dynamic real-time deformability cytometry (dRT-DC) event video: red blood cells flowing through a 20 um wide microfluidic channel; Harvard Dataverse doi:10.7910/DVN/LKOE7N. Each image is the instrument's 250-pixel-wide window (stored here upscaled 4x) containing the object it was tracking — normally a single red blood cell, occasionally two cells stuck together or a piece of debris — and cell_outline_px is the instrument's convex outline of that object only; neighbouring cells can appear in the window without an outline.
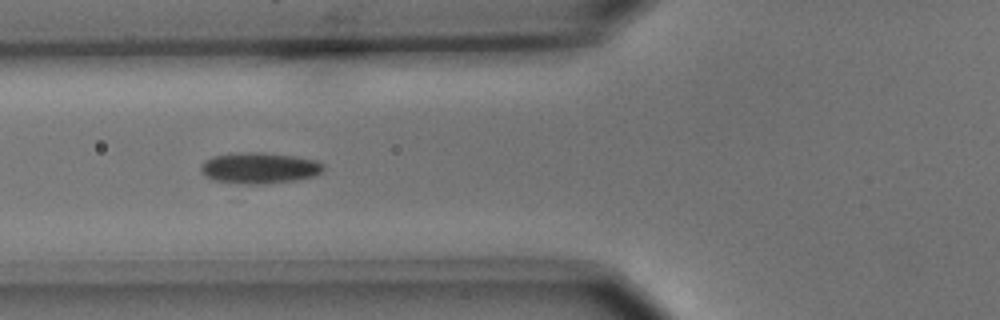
{"species": "common noctule bat (a hibernating species)", "species_latin": "Nyctalus noctula", "temperature_condition": "cold", "stored_images_in_passage": 4, "camera_frame_rate_fps": 3000, "um_per_image_px": 0.085, "animal": {"sex": "male", "body_mass_g": 15.6}, "frame": {"image": 1, "passage_image": 3, "time_ms": 2.0, "image_size_px": [1000, 320], "cell_outline_px": [[324, 168], [320, 172], [312, 176], [296, 180], [248, 188], [212, 180], [204, 176], [200, 172], [200, 164], [204, 160], [212, 156], [232, 152], [264, 152], [296, 156], [316, 160], [324, 164]], "centroid_in_image_um": [21.95, 14.32], "position_along_channel_um": 103.9, "area_um2": 23.52}}
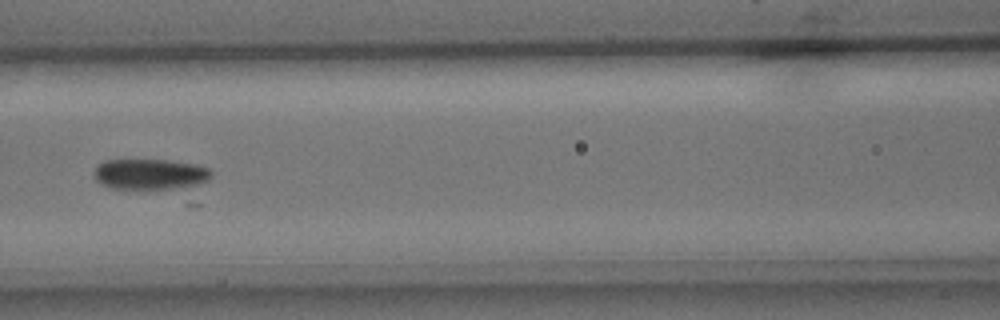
{"frame": {"image": 2, "passage_image": 4, "time_ms": 3.333, "image_size_px": [1000, 320], "cell_outline_px": [[212, 176], [208, 180], [188, 188], [112, 188], [100, 184], [92, 176], [96, 164], [104, 160], [168, 160], [196, 164], [208, 168], [212, 172]], "centroid_in_image_um": [12.74, 14.8], "position_along_channel_um": 153.9, "area_um2": 21.15}}